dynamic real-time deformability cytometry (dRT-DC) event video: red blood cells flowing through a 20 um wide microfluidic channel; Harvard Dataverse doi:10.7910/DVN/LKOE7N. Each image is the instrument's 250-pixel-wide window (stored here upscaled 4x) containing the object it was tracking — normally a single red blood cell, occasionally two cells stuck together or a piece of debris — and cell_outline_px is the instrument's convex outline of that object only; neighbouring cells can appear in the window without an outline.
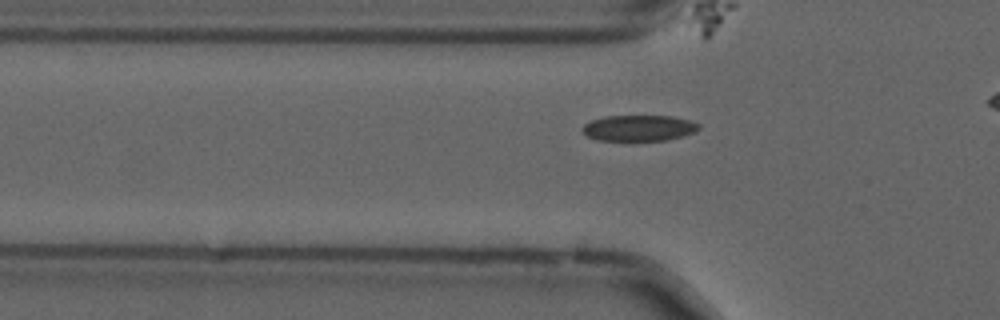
{"species": "common noctule bat (a hibernating species)", "species_latin": "Nyctalus noctula", "temperature_condition": "cold", "stored_images_in_passage": 32, "camera_frame_rate_fps": 3000, "um_per_image_px": 0.085, "animal": {"sex": "male", "forearm_length_mm": 52.5}, "frame": {"image": 1, "passage_image": 5, "time_ms": 1.333, "image_size_px": [1000, 320], "cell_outline_px": [[700, 128], [696, 132], [684, 136], [668, 140], [596, 140], [588, 136], [580, 128], [584, 124], [592, 120], [604, 116], [672, 116], [692, 120], [700, 124]], "centroid_in_image_um": [54.35, 10.88], "position_along_channel_um": 71.4, "area_um2": 17.74}}
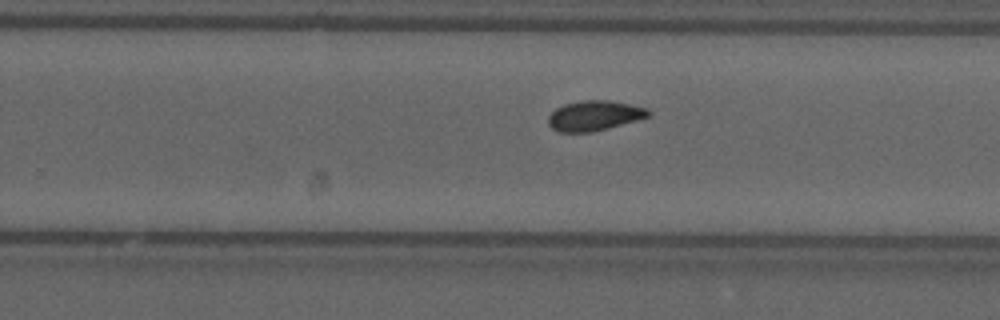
{"frame": {"image": 2, "passage_image": 22, "time_ms": 7.0, "image_size_px": [1000, 320], "cell_outline_px": [[652, 116], [588, 132], [560, 132], [552, 128], [548, 124], [548, 116], [556, 108], [564, 104], [584, 100], [608, 100], [632, 104], [644, 108], [652, 112]], "centroid_in_image_um": [50.51, 9.81], "position_along_channel_um": 279.3, "area_um2": 17.28}}
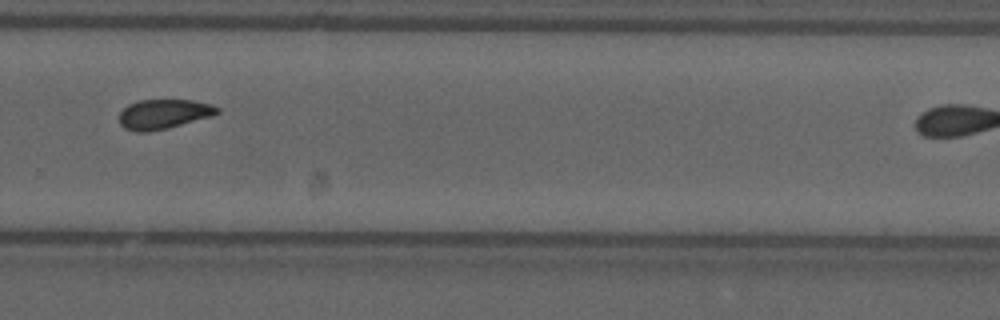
{"frame": {"image": 3, "passage_image": 25, "time_ms": 8.0, "image_size_px": [1000, 320], "cell_outline_px": [[220, 112], [212, 116], [168, 128], [148, 132], [136, 132], [124, 128], [120, 124], [120, 112], [128, 104], [140, 100], [192, 100], [212, 104], [220, 108]], "centroid_in_image_um": [13.92, 9.7], "position_along_channel_um": 315.9, "area_um2": 16.99}}